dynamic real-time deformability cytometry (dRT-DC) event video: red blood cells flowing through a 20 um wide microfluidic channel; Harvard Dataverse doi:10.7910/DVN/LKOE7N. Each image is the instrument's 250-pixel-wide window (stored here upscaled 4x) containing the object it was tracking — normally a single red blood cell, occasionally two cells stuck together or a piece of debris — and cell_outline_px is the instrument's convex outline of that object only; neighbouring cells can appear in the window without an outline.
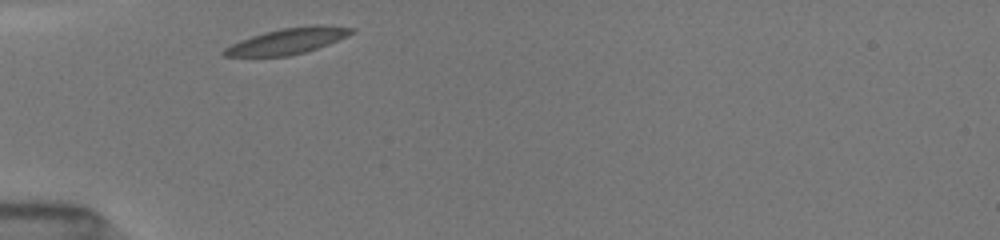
{"species": "common noctule bat (a hibernating species)", "species_latin": "Nyctalus noctula", "temperature_condition": "room temperature", "stored_images_in_passage": 28, "camera_frame_rate_fps": 3000, "um_per_image_px": 0.085, "animal": {"sex": "female", "body_mass_g": 19.5, "forearm_length_mm": 54.1}, "frame": {"image": 1, "passage_image": 1, "time_ms": 0.0, "image_size_px": [1000, 240], "cell_outline_px": [[356, 28], [348, 36], [328, 44], [304, 52], [288, 56], [224, 56], [220, 52], [224, 48], [240, 40], [264, 32], [284, 28], [312, 24], [320, 24]], "centroid_in_image_um": [24.45, 3.48], "position_along_channel_um": 60.6, "area_um2": 19.13}}
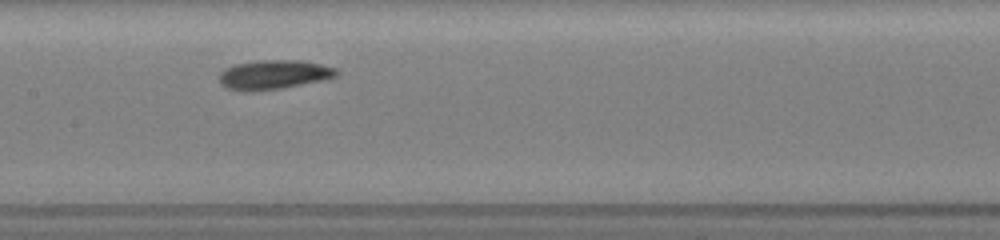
{"frame": {"image": 2, "passage_image": 11, "time_ms": 3.333, "image_size_px": [1000, 240], "cell_outline_px": [[340, 72], [336, 76], [320, 80], [280, 88], [252, 92], [228, 88], [220, 84], [220, 72], [224, 68], [236, 64], [260, 60], [300, 60], [320, 64], [336, 68]], "centroid_in_image_um": [23.25, 6.33], "position_along_channel_um": 184.2, "area_um2": 19.77}}
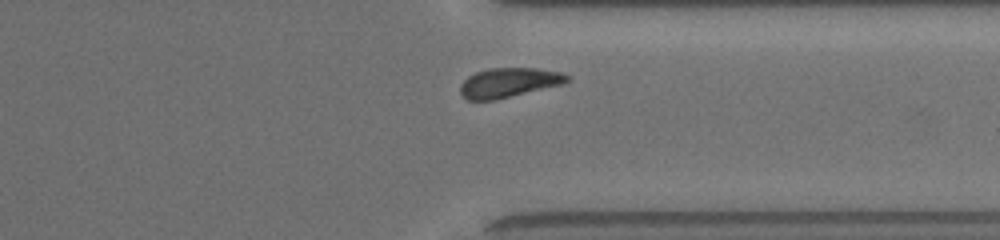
{"frame": {"image": 3, "passage_image": 25, "time_ms": 8.0, "image_size_px": [1000, 240], "cell_outline_px": [[572, 76], [568, 80], [560, 84], [496, 100], [468, 100], [460, 92], [460, 84], [468, 76], [476, 72], [488, 68], [536, 68], [560, 72]], "centroid_in_image_um": [43.22, 7.01], "position_along_channel_um": 368.2, "area_um2": 18.21}, "authors_computed_cell_mechanics": {"area_um2": 18.9584, "velocity_mm_per_s": 3.9382, "shape_relaxation_time_tau1_ms": 2.2619, "shape_relaxation_time_tau2_ms": 4.5844, "deformation_change_tau1": 0.0965, "deformation_change_tau2": 0.1033}}